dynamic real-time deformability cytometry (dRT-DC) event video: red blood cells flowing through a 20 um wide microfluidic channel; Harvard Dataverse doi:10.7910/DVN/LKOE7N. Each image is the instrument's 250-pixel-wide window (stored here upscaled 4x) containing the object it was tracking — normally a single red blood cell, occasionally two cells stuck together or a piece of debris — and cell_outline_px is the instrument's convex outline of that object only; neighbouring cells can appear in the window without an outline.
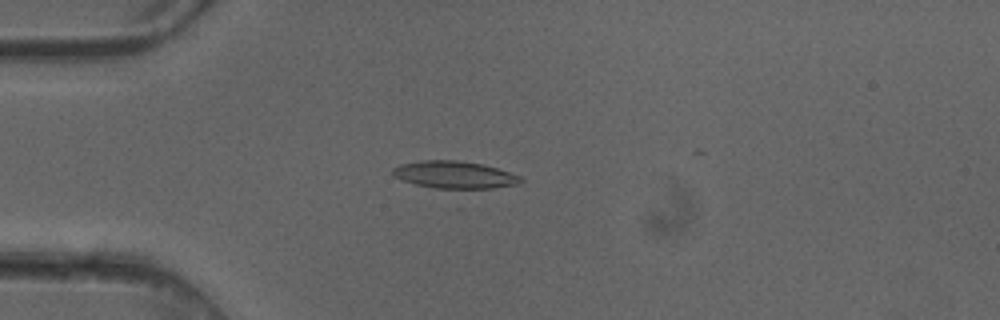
{"species": "common noctule bat (a hibernating species)", "species_latin": "Nyctalus noctula", "temperature_condition": "cold", "stored_images_in_passage": 4, "camera_frame_rate_fps": 3000, "um_per_image_px": 0.085, "animal": {"sex": "female"}, "frame": {"image": 1, "passage_image": 4, "time_ms": 1.0, "image_size_px": [1000, 320], "cell_outline_px": [[524, 180], [520, 184], [492, 188], [460, 192], [456, 192], [432, 188], [416, 184], [392, 176], [392, 168], [400, 164], [420, 160], [456, 160], [484, 164], [520, 176]], "centroid_in_image_um": [38.65, 14.9], "position_along_channel_um": 46.4, "area_um2": 21.27}}